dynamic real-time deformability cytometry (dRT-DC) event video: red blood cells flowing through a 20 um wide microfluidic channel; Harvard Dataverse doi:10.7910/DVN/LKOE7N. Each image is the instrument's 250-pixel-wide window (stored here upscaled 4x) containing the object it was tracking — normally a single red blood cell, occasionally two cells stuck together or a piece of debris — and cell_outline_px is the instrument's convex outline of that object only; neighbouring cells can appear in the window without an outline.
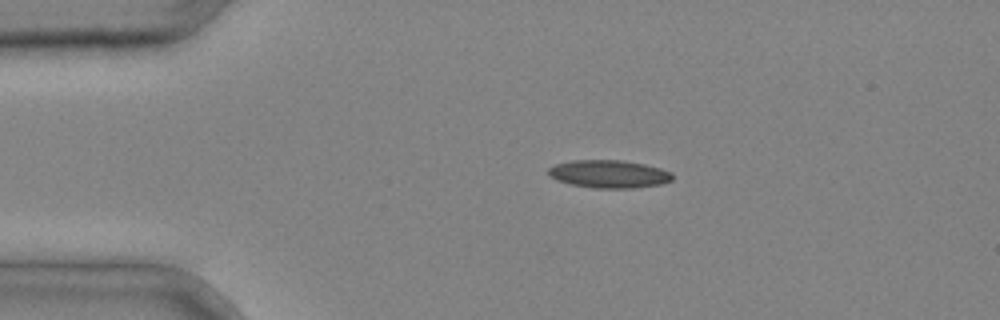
{"species": "common noctule bat (a hibernating species)", "species_latin": "Nyctalus noctula", "temperature_condition": "cold", "stored_images_in_passage": 2, "camera_frame_rate_fps": 3000, "um_per_image_px": 0.085, "animal": {"sex": "male", "body_mass_g": 20.4}, "frame": {"image": 1, "passage_image": 1, "time_ms": 0.0, "image_size_px": [1000, 320], "cell_outline_px": [[672, 180], [660, 184], [632, 188], [592, 188], [572, 184], [556, 180], [548, 176], [548, 168], [556, 164], [572, 160], [620, 160], [644, 164], [660, 168], [672, 172]], "centroid_in_image_um": [51.74, 14.79], "position_along_channel_um": 33.3, "area_um2": 20.11}}
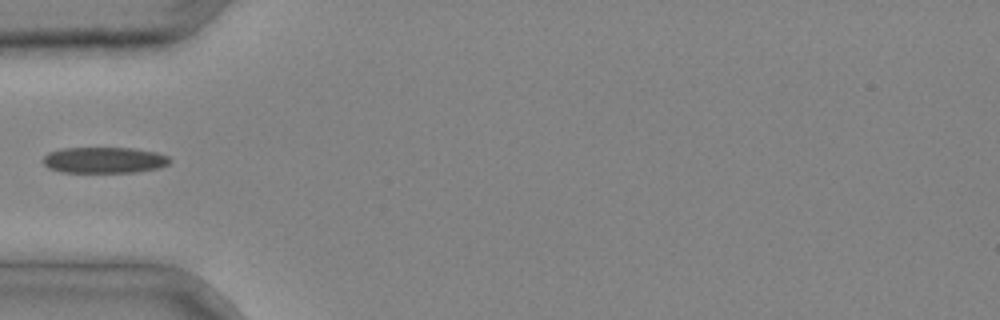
{"frame": {"image": 2, "passage_image": 2, "time_ms": 0.333, "image_size_px": [1000, 320], "cell_outline_px": [[172, 160], [168, 164], [160, 168], [136, 172], [64, 172], [48, 168], [40, 160], [48, 152], [60, 148], [132, 148], [156, 152], [168, 156]], "centroid_in_image_um": [8.84, 13.6], "position_along_channel_um": 76.2, "area_um2": 19.42}}